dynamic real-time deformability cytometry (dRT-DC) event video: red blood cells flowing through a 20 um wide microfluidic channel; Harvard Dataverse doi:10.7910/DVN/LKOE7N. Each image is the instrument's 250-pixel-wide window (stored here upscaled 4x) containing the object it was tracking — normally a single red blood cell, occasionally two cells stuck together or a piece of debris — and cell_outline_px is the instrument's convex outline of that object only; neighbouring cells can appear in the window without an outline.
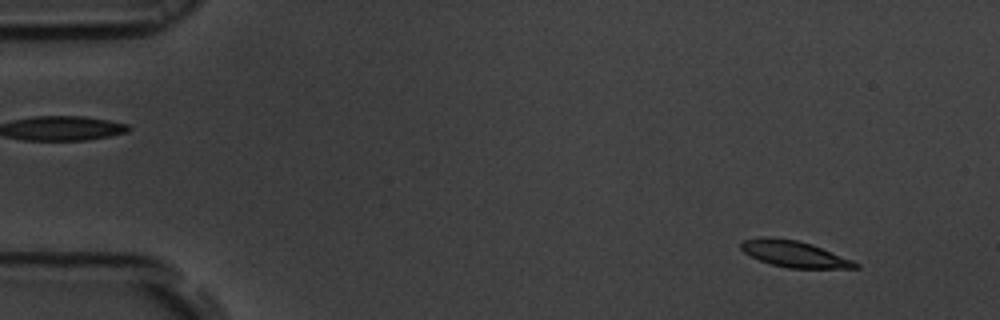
{"species": "common noctule bat (a hibernating species)", "species_latin": "Nyctalus noctula", "temperature_condition": "room temperature", "stored_images_in_passage": 55, "camera_frame_rate_fps": 3000, "um_per_image_px": 0.085, "animal": {"sex": "male", "body_mass_g": 19.5, "forearm_length_mm": 54.6}, "frame": {"image": 1, "passage_image": 5, "time_ms": 1.333, "image_size_px": [1000, 320], "cell_outline_px": [[860, 268], [788, 268], [772, 264], [760, 260], [744, 252], [740, 248], [740, 244], [744, 240], [760, 236], [772, 236], [796, 240], [812, 244], [852, 260], [860, 264]], "centroid_in_image_um": [67.5, 21.57], "position_along_channel_um": 17.5, "area_um2": 17.51}}
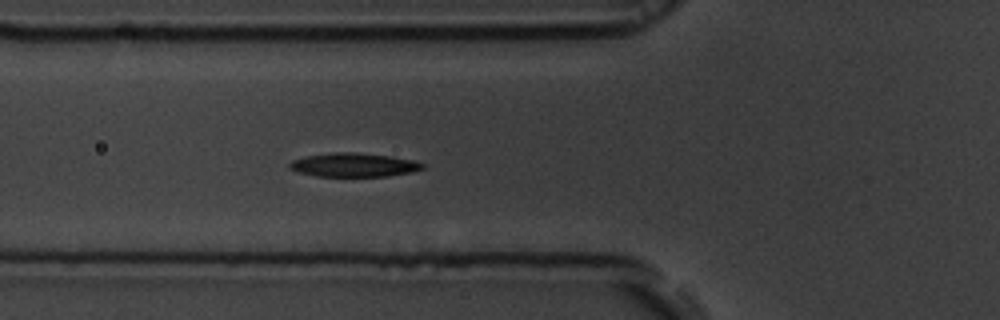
{"frame": {"image": 2, "passage_image": 20, "time_ms": 6.333, "image_size_px": [1000, 320], "cell_outline_px": [[424, 168], [412, 172], [388, 176], [316, 176], [300, 172], [288, 168], [288, 164], [292, 160], [304, 156], [336, 152], [356, 152], [392, 156], [412, 160], [424, 164]], "centroid_in_image_um": [30.06, 14.01], "position_along_channel_um": 95.7, "area_um2": 18.44}}
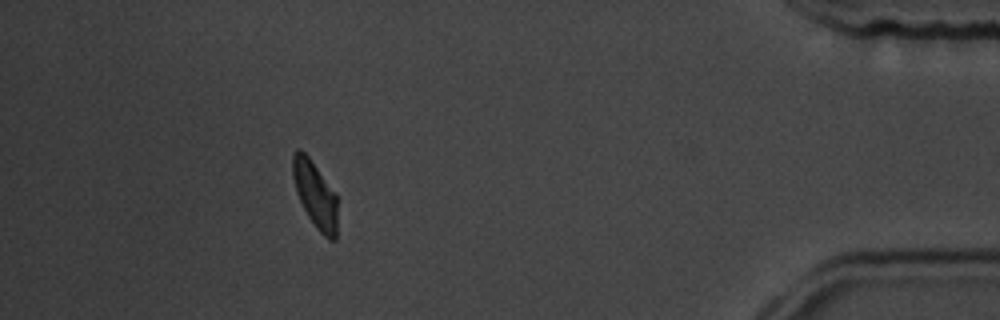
{"frame": {"image": 3, "passage_image": 50, "time_ms": 16.333, "image_size_px": [1000, 320], "cell_outline_px": [[336, 240], [328, 240], [316, 228], [308, 216], [296, 192], [292, 176], [292, 156], [296, 148], [300, 148], [308, 156], [336, 196]], "centroid_in_image_um": [26.75, 16.53], "position_along_channel_um": 408.5, "area_um2": 16.94}, "authors_computed_cell_mechanics": {"area_um2": 18.1492, "velocity_mm_per_s": 3.6641, "shape_relaxation_time_tau1_ms": 11.0751, "shape_relaxation_time_tau2_ms": 5.8029, "deformation_change_tau1": 0.3697, "deformation_change_tau2": 0.0957}}